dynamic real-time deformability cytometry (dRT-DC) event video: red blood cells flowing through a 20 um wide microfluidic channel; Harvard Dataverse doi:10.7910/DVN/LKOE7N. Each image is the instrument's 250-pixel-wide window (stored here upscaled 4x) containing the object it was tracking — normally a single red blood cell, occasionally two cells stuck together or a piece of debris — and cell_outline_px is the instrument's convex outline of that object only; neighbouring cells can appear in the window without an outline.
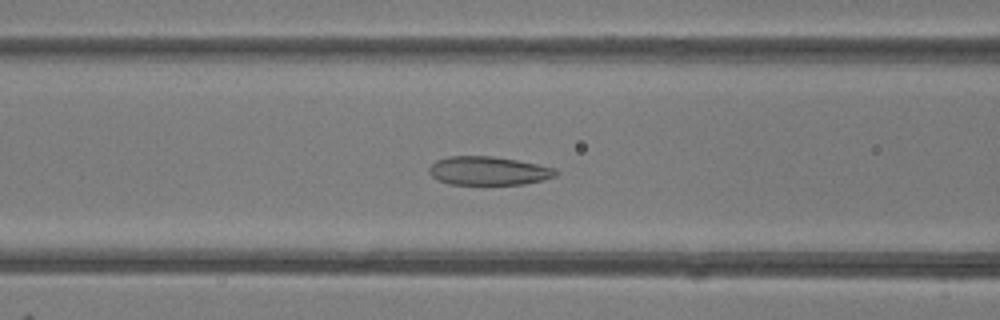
{"species": "common noctule bat (a hibernating species)", "species_latin": "Nyctalus noctula", "temperature_condition": "room temperature", "stored_images_in_passage": 49, "camera_frame_rate_fps": 3000, "um_per_image_px": 0.085, "animal": {"sex": "female"}, "frame": {"image": 1, "passage_image": 20, "time_ms": 6.333, "image_size_px": [1000, 320], "cell_outline_px": [[560, 172], [556, 176], [544, 180], [524, 184], [448, 184], [436, 180], [428, 172], [428, 168], [436, 160], [448, 156], [492, 156], [516, 160], [556, 168]], "centroid_in_image_um": [41.51, 14.52], "position_along_channel_um": 125.1, "area_um2": 21.27}}
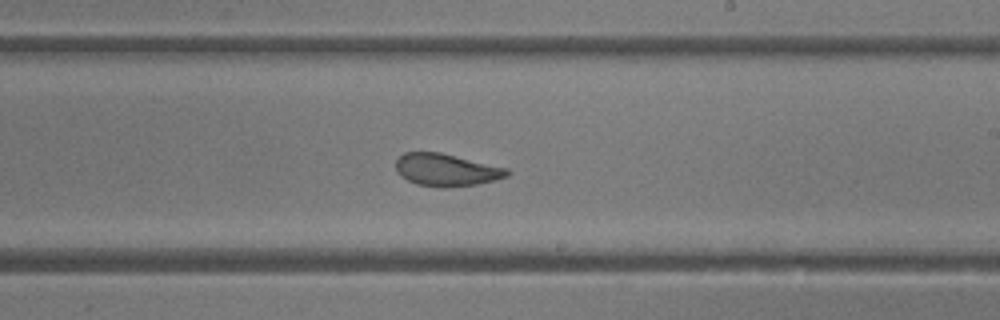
{"frame": {"image": 2, "passage_image": 29, "time_ms": 9.333, "image_size_px": [1000, 320], "cell_outline_px": [[512, 172], [508, 176], [476, 184], [444, 188], [440, 188], [416, 184], [400, 176], [396, 172], [396, 160], [404, 152], [440, 152], [508, 168]], "centroid_in_image_um": [37.92, 14.44], "position_along_channel_um": 251.1, "area_um2": 21.1}}
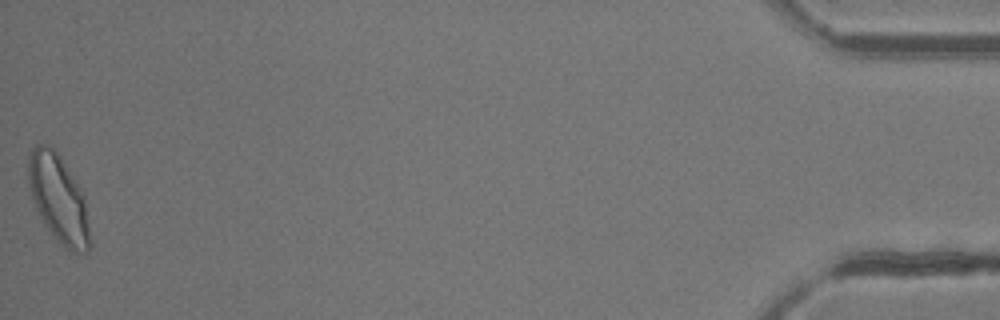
{"frame": {"image": 3, "passage_image": 49, "time_ms": 16.0, "image_size_px": [1000, 320], "cell_outline_px": [[92, 244], [88, 252], [68, 252], [60, 244], [44, 224], [36, 208], [32, 196], [28, 180], [28, 156], [32, 148], [36, 144], [44, 144], [52, 148], [60, 156], [84, 196]], "centroid_in_image_um": [4.98, 16.94], "position_along_channel_um": 430.2, "area_um2": 31.33}, "authors_computed_cell_mechanics": {"area_um2": 24.2182, "velocity_mm_per_s": 4.2093, "shape_relaxation_time_tau1_ms": null, "shape_relaxation_time_tau2_ms": 1.0299, "deformation_change_tau1": null, "deformation_change_tau2": 0.073}}